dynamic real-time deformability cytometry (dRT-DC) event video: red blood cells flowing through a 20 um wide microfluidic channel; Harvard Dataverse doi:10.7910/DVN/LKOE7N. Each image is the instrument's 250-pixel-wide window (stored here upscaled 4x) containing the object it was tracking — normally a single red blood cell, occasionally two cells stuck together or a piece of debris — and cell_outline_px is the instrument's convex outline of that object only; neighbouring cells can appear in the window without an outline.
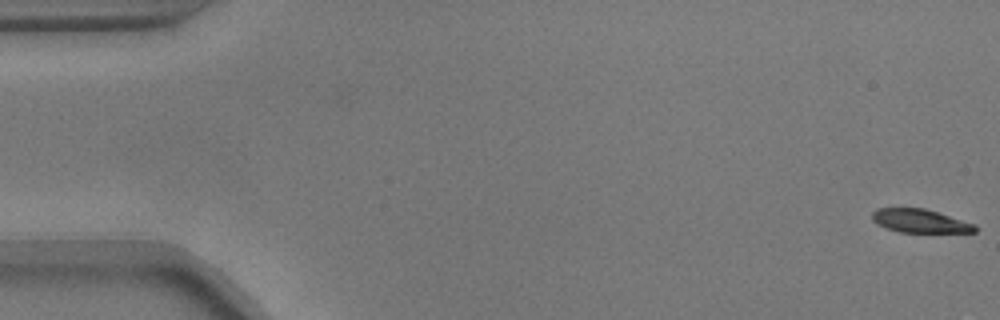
{"species": "common noctule bat (a hibernating species)", "species_latin": "Nyctalus noctula", "temperature_condition": "warm", "stored_images_in_passage": 55, "camera_frame_rate_fps": 3000, "um_per_image_px": 0.085, "animal": {"sex": "male", "body_mass_g": 17.9}, "frame": {"image": 1, "passage_image": 1, "time_ms": 0.0, "image_size_px": [1000, 320], "cell_outline_px": [[976, 232], [900, 232], [876, 224], [872, 220], [872, 212], [876, 208], [924, 208], [976, 224]], "centroid_in_image_um": [78.18, 18.77], "position_along_channel_um": 6.8, "area_um2": 13.99}}
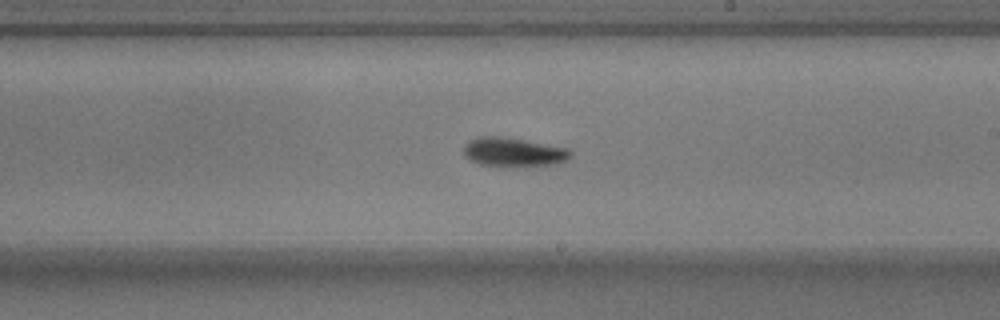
{"frame": {"image": 2, "passage_image": 32, "time_ms": 10.333, "image_size_px": [1000, 320], "cell_outline_px": [[572, 156], [556, 164], [480, 164], [464, 156], [464, 144], [468, 140], [476, 136], [496, 136], [524, 140], [568, 148], [572, 152]], "centroid_in_image_um": [43.61, 12.87], "position_along_channel_um": 245.4, "area_um2": 17.28}}
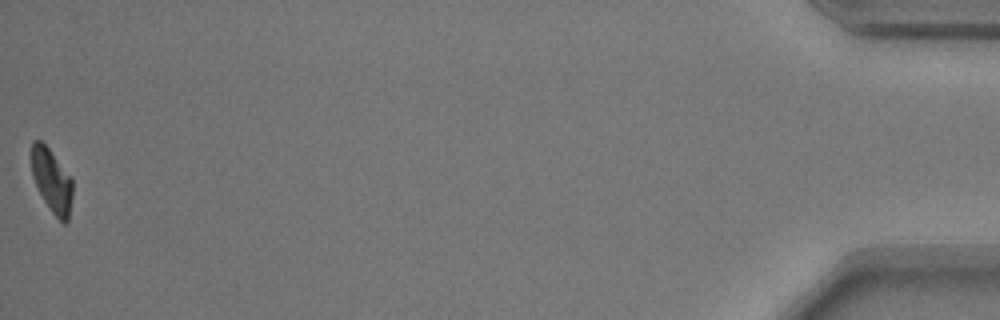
{"frame": {"image": 3, "passage_image": 55, "time_ms": 18.0, "image_size_px": [1000, 320], "cell_outline_px": [[72, 196], [68, 220], [64, 224], [52, 212], [44, 200], [32, 176], [32, 140], [40, 140], [48, 148], [72, 176]], "centroid_in_image_um": [4.42, 15.34], "position_along_channel_um": 430.8, "area_um2": 15.03}, "authors_computed_cell_mechanics": {"area_um2": 16.7042, "velocity_mm_per_s": 3.6989, "shape_relaxation_time_tau1_ms": 2.2286, "shape_relaxation_time_tau2_ms": 1.8703, "deformation_change_tau1": 0.1587, "deformation_change_tau2": 0.0958}}